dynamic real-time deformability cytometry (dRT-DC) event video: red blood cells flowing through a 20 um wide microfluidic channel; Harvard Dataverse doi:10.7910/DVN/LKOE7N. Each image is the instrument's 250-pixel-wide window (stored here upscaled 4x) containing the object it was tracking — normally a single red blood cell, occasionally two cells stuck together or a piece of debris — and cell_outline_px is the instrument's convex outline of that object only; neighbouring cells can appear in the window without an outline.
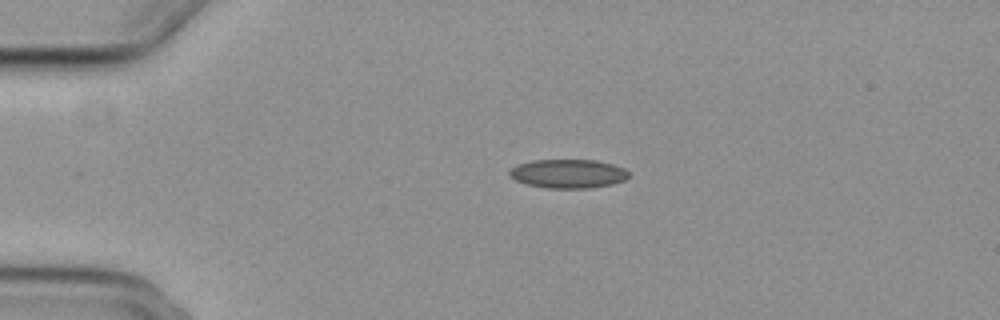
{"species": "common noctule bat (a hibernating species)", "species_latin": "Nyctalus noctula", "temperature_condition": "cold", "stored_images_in_passage": 4, "camera_frame_rate_fps": 3000, "um_per_image_px": 0.085, "animal": {"sex": "female", "body_mass_g": 29.2, "forearm_length_mm": 56.3}, "frame": {"image": 1, "passage_image": 2, "time_ms": 1.333, "image_size_px": [1000, 320], "cell_outline_px": [[628, 176], [624, 180], [612, 184], [588, 188], [548, 188], [528, 184], [516, 180], [508, 176], [508, 172], [516, 164], [532, 160], [596, 160], [612, 164], [624, 168], [628, 172]], "centroid_in_image_um": [48.26, 14.75], "position_along_channel_um": 36.7, "area_um2": 20.0}}